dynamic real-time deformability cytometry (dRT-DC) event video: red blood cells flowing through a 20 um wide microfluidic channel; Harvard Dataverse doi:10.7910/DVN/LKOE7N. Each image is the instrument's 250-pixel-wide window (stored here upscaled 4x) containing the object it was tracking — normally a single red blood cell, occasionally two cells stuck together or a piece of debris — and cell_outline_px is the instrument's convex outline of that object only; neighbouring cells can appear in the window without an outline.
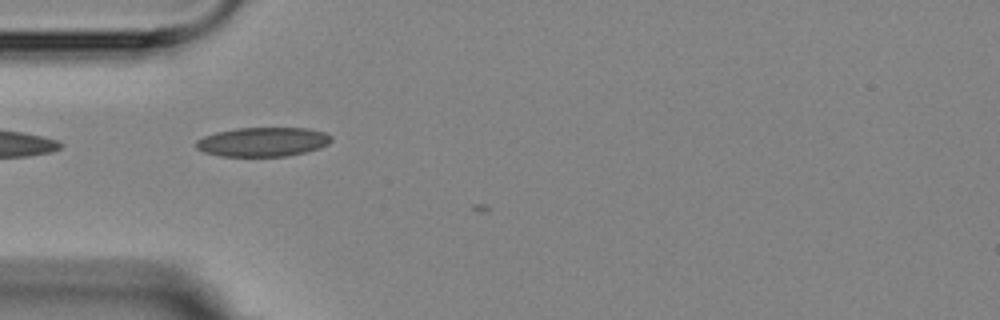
{"species": "Egyptian fruit bat (a non-hibernating species)", "species_latin": "Rousettus aegyptiacus", "temperature_condition": "room temperature", "stored_images_in_passage": 2, "camera_frame_rate_fps": 3000, "um_per_image_px": 0.085, "animal": {"sex": "female"}, "frame": {"image": 1, "passage_image": 1, "time_ms": 0.0, "image_size_px": [1000, 320], "cell_outline_px": [[332, 140], [328, 144], [320, 148], [288, 156], [220, 156], [204, 152], [196, 148], [196, 140], [204, 136], [216, 132], [236, 128], [308, 128], [324, 132], [332, 136]], "centroid_in_image_um": [22.34, 12.06], "position_along_channel_um": 62.7, "area_um2": 23.06}}
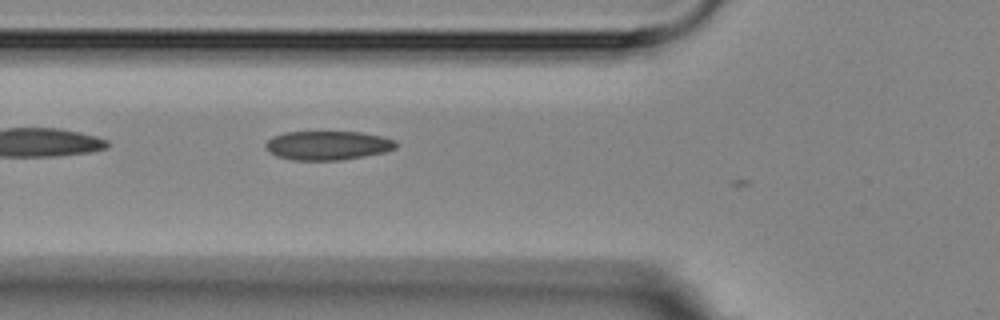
{"frame": {"image": 2, "passage_image": 2, "time_ms": 1.0, "image_size_px": [1000, 320], "cell_outline_px": [[396, 148], [384, 152], [364, 156], [340, 160], [292, 160], [276, 156], [268, 152], [264, 148], [264, 144], [272, 136], [284, 132], [364, 132], [396, 140]], "centroid_in_image_um": [27.81, 12.36], "position_along_channel_um": 98.0, "area_um2": 22.2}}